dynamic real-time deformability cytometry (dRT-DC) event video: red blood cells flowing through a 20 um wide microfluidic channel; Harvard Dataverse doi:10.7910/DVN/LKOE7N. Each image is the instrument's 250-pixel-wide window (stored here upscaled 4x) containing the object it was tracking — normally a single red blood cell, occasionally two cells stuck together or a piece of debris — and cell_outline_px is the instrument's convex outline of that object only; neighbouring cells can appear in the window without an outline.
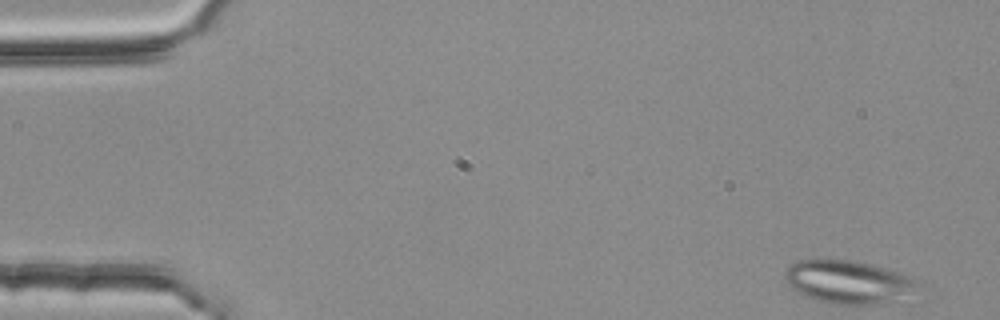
{"species": "common noctule bat (a hibernating species)", "species_latin": "Nyctalus noctula", "temperature_condition": "room temperature", "stored_images_in_passage": 4, "camera_frame_rate_fps": 3000, "um_per_image_px": 0.085, "animal": {"sex": "female", "body_mass_g": 25.1}, "frame": {"image": 1, "passage_image": 1, "time_ms": 0.0, "image_size_px": [1000, 320], "cell_outline_px": [[924, 288], [872, 304], [832, 304], [816, 300], [804, 296], [792, 288], [784, 276], [784, 272], [796, 260], [820, 256], [852, 260], [872, 264], [908, 276], [924, 284]], "centroid_in_image_um": [72.02, 23.9], "position_along_channel_um": 13.0, "area_um2": 33.52}}